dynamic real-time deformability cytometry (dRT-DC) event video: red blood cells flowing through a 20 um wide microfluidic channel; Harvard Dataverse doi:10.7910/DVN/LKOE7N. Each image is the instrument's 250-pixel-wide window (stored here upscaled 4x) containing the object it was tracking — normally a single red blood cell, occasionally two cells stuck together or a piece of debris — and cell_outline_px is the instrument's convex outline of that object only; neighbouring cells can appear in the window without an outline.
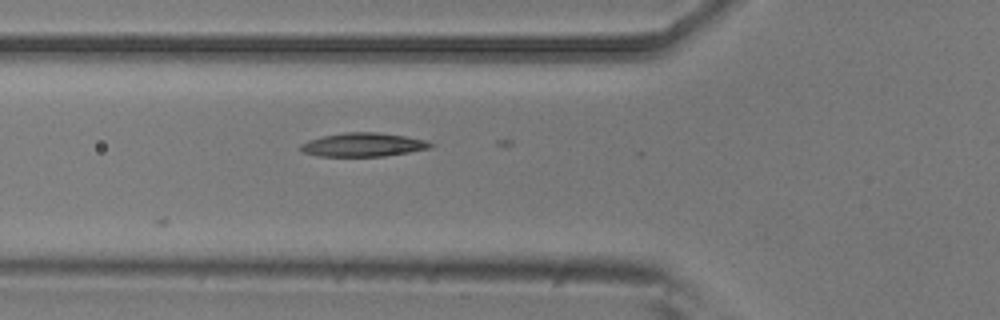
{"species": "common noctule bat (a hibernating species)", "species_latin": "Nyctalus noctula", "temperature_condition": "room temperature", "stored_images_in_passage": 2, "camera_frame_rate_fps": 3000, "um_per_image_px": 0.085, "animal": {"sex": "male", "body_mass_g": 20.5, "forearm_length_mm": 52.5}, "frame": {"image": 1, "passage_image": 2, "time_ms": 0.333, "image_size_px": [1000, 320], "cell_outline_px": [[436, 144], [432, 148], [384, 156], [320, 156], [304, 152], [296, 148], [300, 144], [308, 140], [324, 136], [344, 132], [376, 132], [404, 136], [424, 140]], "centroid_in_image_um": [30.85, 12.3], "position_along_channel_um": 94.9, "area_um2": 17.92}}